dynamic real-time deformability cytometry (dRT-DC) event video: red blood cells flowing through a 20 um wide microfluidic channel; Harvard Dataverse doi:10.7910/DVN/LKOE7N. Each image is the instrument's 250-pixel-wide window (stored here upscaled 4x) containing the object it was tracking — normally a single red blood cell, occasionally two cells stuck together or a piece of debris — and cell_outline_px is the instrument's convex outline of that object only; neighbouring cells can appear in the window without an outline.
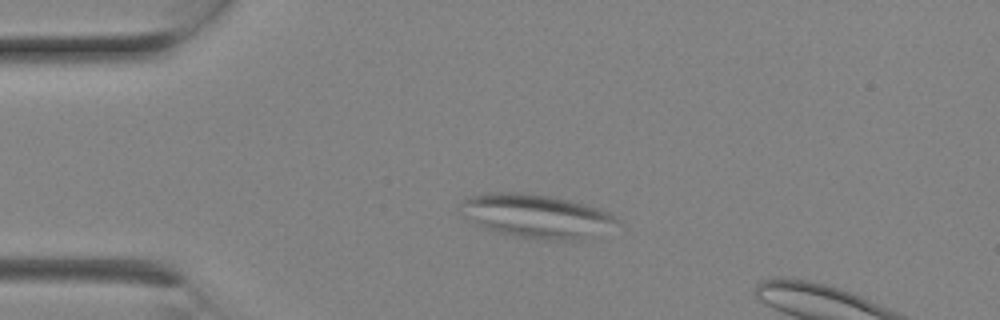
{"species": "Egyptian fruit bat (a non-hibernating species)", "species_latin": "Rousettus aegyptiacus", "temperature_condition": "room temperature", "stored_images_in_passage": 6, "camera_frame_rate_fps": 3000, "um_per_image_px": 0.085, "animal": {"sex": "female"}, "frame": {"image": 1, "passage_image": 4, "time_ms": 1.0, "image_size_px": [1000, 320], "cell_outline_px": [[620, 220], [572, 240], [548, 240], [520, 236], [500, 232], [476, 224], [460, 212], [464, 200], [468, 196], [484, 192], [528, 192], [552, 196], [572, 200], [608, 212], [616, 216]], "centroid_in_image_um": [45.46, 18.29], "position_along_channel_um": 39.5, "area_um2": 38.44}}